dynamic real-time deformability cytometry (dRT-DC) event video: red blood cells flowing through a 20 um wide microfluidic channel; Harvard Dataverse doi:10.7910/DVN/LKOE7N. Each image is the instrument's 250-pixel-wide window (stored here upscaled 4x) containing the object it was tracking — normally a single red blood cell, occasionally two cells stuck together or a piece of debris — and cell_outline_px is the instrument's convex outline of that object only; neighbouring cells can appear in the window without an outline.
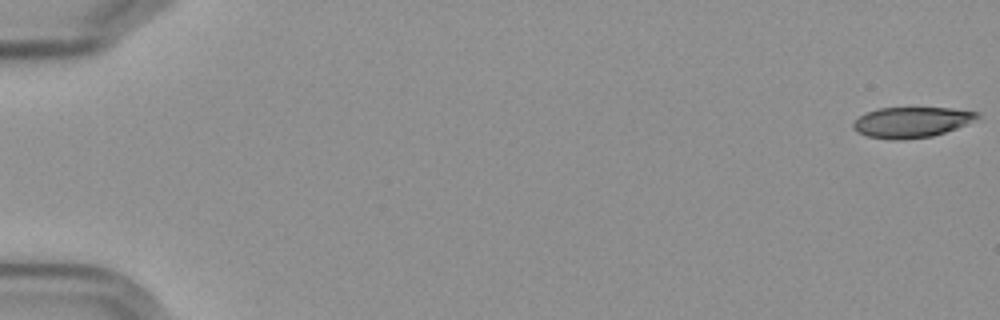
{"species": "Egyptian fruit bat (a non-hibernating species)", "species_latin": "Rousettus aegyptiacus", "temperature_condition": "cold", "stored_images_in_passage": 18, "camera_frame_rate_fps": 3000, "um_per_image_px": 0.085, "frame": {"image": 1, "passage_image": 1, "time_ms": 0.0, "image_size_px": [1000, 320], "cell_outline_px": [[980, 116], [956, 128], [932, 136], [896, 140], [892, 140], [868, 136], [856, 132], [852, 128], [852, 124], [860, 116], [868, 112], [880, 108], [952, 108], [980, 112]], "centroid_in_image_um": [77.45, 10.38], "position_along_channel_um": 7.5, "area_um2": 21.79}}
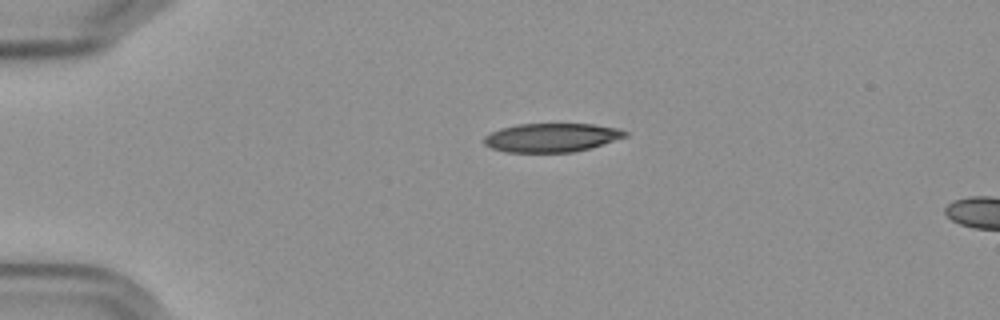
{"frame": {"image": 2, "passage_image": 14, "time_ms": 4.333, "image_size_px": [1000, 320], "cell_outline_px": [[628, 136], [588, 148], [572, 152], [508, 152], [492, 148], [484, 144], [484, 136], [500, 128], [520, 124], [592, 124], [620, 128], [628, 132]], "centroid_in_image_um": [46.89, 11.69], "position_along_channel_um": 38.1, "area_um2": 23.47}}